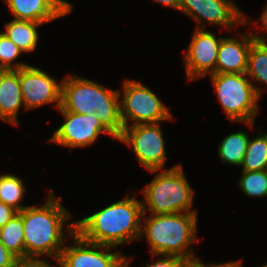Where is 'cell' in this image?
<instances>
[{
  "mask_svg": "<svg viewBox=\"0 0 267 267\" xmlns=\"http://www.w3.org/2000/svg\"><path fill=\"white\" fill-rule=\"evenodd\" d=\"M16 258L0 242V267H12Z\"/></svg>",
  "mask_w": 267,
  "mask_h": 267,
  "instance_id": "83f0119b",
  "label": "cell"
},
{
  "mask_svg": "<svg viewBox=\"0 0 267 267\" xmlns=\"http://www.w3.org/2000/svg\"><path fill=\"white\" fill-rule=\"evenodd\" d=\"M122 84L119 97L123 127L155 124L173 119L168 107L143 83L125 79Z\"/></svg>",
  "mask_w": 267,
  "mask_h": 267,
  "instance_id": "52a82bcc",
  "label": "cell"
},
{
  "mask_svg": "<svg viewBox=\"0 0 267 267\" xmlns=\"http://www.w3.org/2000/svg\"><path fill=\"white\" fill-rule=\"evenodd\" d=\"M24 108L19 70H0V119L19 126L18 112Z\"/></svg>",
  "mask_w": 267,
  "mask_h": 267,
  "instance_id": "2e32d148",
  "label": "cell"
},
{
  "mask_svg": "<svg viewBox=\"0 0 267 267\" xmlns=\"http://www.w3.org/2000/svg\"><path fill=\"white\" fill-rule=\"evenodd\" d=\"M160 123L124 127L118 141L132 148L139 164L147 171L165 168L167 151Z\"/></svg>",
  "mask_w": 267,
  "mask_h": 267,
  "instance_id": "ba28073f",
  "label": "cell"
},
{
  "mask_svg": "<svg viewBox=\"0 0 267 267\" xmlns=\"http://www.w3.org/2000/svg\"><path fill=\"white\" fill-rule=\"evenodd\" d=\"M12 267H19L16 263Z\"/></svg>",
  "mask_w": 267,
  "mask_h": 267,
  "instance_id": "836d02e7",
  "label": "cell"
},
{
  "mask_svg": "<svg viewBox=\"0 0 267 267\" xmlns=\"http://www.w3.org/2000/svg\"><path fill=\"white\" fill-rule=\"evenodd\" d=\"M259 20H260L259 24H261V26L258 25L257 28L260 29V28L263 27V29L265 30V33L267 35V7L266 6L264 7L263 12L261 13V16H260ZM256 36L260 41H262L263 43L267 44V36L264 37L263 35H261L260 31L256 32Z\"/></svg>",
  "mask_w": 267,
  "mask_h": 267,
  "instance_id": "f1b7e54d",
  "label": "cell"
},
{
  "mask_svg": "<svg viewBox=\"0 0 267 267\" xmlns=\"http://www.w3.org/2000/svg\"><path fill=\"white\" fill-rule=\"evenodd\" d=\"M243 171L267 170V132L250 137L241 164Z\"/></svg>",
  "mask_w": 267,
  "mask_h": 267,
  "instance_id": "44dd1931",
  "label": "cell"
},
{
  "mask_svg": "<svg viewBox=\"0 0 267 267\" xmlns=\"http://www.w3.org/2000/svg\"><path fill=\"white\" fill-rule=\"evenodd\" d=\"M217 99L227 118L253 128L259 112L258 101L263 89L254 85L246 73L210 74Z\"/></svg>",
  "mask_w": 267,
  "mask_h": 267,
  "instance_id": "8992f818",
  "label": "cell"
},
{
  "mask_svg": "<svg viewBox=\"0 0 267 267\" xmlns=\"http://www.w3.org/2000/svg\"><path fill=\"white\" fill-rule=\"evenodd\" d=\"M24 54L20 48L11 41L2 31L0 32V70H19L28 66L25 62L17 59Z\"/></svg>",
  "mask_w": 267,
  "mask_h": 267,
  "instance_id": "cb8c5ba5",
  "label": "cell"
},
{
  "mask_svg": "<svg viewBox=\"0 0 267 267\" xmlns=\"http://www.w3.org/2000/svg\"><path fill=\"white\" fill-rule=\"evenodd\" d=\"M14 19L50 23L72 12L66 0H5Z\"/></svg>",
  "mask_w": 267,
  "mask_h": 267,
  "instance_id": "5bb4252c",
  "label": "cell"
},
{
  "mask_svg": "<svg viewBox=\"0 0 267 267\" xmlns=\"http://www.w3.org/2000/svg\"><path fill=\"white\" fill-rule=\"evenodd\" d=\"M242 260H236V261H229V262H224L220 264H208V267H243Z\"/></svg>",
  "mask_w": 267,
  "mask_h": 267,
  "instance_id": "f546056e",
  "label": "cell"
},
{
  "mask_svg": "<svg viewBox=\"0 0 267 267\" xmlns=\"http://www.w3.org/2000/svg\"><path fill=\"white\" fill-rule=\"evenodd\" d=\"M43 23L13 19L4 24L3 33L26 54L37 48L40 39L38 27Z\"/></svg>",
  "mask_w": 267,
  "mask_h": 267,
  "instance_id": "e0dca14e",
  "label": "cell"
},
{
  "mask_svg": "<svg viewBox=\"0 0 267 267\" xmlns=\"http://www.w3.org/2000/svg\"><path fill=\"white\" fill-rule=\"evenodd\" d=\"M77 114L95 113L101 123L118 139L123 130L119 89H108L100 83L78 75L62 78L60 108Z\"/></svg>",
  "mask_w": 267,
  "mask_h": 267,
  "instance_id": "3957f363",
  "label": "cell"
},
{
  "mask_svg": "<svg viewBox=\"0 0 267 267\" xmlns=\"http://www.w3.org/2000/svg\"><path fill=\"white\" fill-rule=\"evenodd\" d=\"M151 256L153 258L157 256L160 259L158 258L156 261L148 262L144 267H183L187 262L186 259L175 255L151 254ZM130 261V257L125 255L124 267H129Z\"/></svg>",
  "mask_w": 267,
  "mask_h": 267,
  "instance_id": "d4e9b609",
  "label": "cell"
},
{
  "mask_svg": "<svg viewBox=\"0 0 267 267\" xmlns=\"http://www.w3.org/2000/svg\"><path fill=\"white\" fill-rule=\"evenodd\" d=\"M127 194L121 200L75 221V231L85 240L117 247L140 240L141 200Z\"/></svg>",
  "mask_w": 267,
  "mask_h": 267,
  "instance_id": "7a4b0ae2",
  "label": "cell"
},
{
  "mask_svg": "<svg viewBox=\"0 0 267 267\" xmlns=\"http://www.w3.org/2000/svg\"><path fill=\"white\" fill-rule=\"evenodd\" d=\"M56 265H53L49 260L44 258H24L16 260L19 267H61L59 259H55Z\"/></svg>",
  "mask_w": 267,
  "mask_h": 267,
  "instance_id": "484cf974",
  "label": "cell"
},
{
  "mask_svg": "<svg viewBox=\"0 0 267 267\" xmlns=\"http://www.w3.org/2000/svg\"><path fill=\"white\" fill-rule=\"evenodd\" d=\"M238 181L242 192L250 198L267 197V170L243 171Z\"/></svg>",
  "mask_w": 267,
  "mask_h": 267,
  "instance_id": "603a6c76",
  "label": "cell"
},
{
  "mask_svg": "<svg viewBox=\"0 0 267 267\" xmlns=\"http://www.w3.org/2000/svg\"><path fill=\"white\" fill-rule=\"evenodd\" d=\"M198 213H175L142 217L140 239H146L151 254L175 255L192 261L199 259L191 245L199 242Z\"/></svg>",
  "mask_w": 267,
  "mask_h": 267,
  "instance_id": "277c9868",
  "label": "cell"
},
{
  "mask_svg": "<svg viewBox=\"0 0 267 267\" xmlns=\"http://www.w3.org/2000/svg\"><path fill=\"white\" fill-rule=\"evenodd\" d=\"M62 249L59 261L61 267H124L125 255L111 251L115 247L89 242L76 231Z\"/></svg>",
  "mask_w": 267,
  "mask_h": 267,
  "instance_id": "8fae6325",
  "label": "cell"
},
{
  "mask_svg": "<svg viewBox=\"0 0 267 267\" xmlns=\"http://www.w3.org/2000/svg\"><path fill=\"white\" fill-rule=\"evenodd\" d=\"M47 193L42 206L34 204L18 212L23 218L25 258L59 259L66 238L75 232V221L69 222L72 213L61 203L62 196L57 198L51 189Z\"/></svg>",
  "mask_w": 267,
  "mask_h": 267,
  "instance_id": "6da1fadb",
  "label": "cell"
},
{
  "mask_svg": "<svg viewBox=\"0 0 267 267\" xmlns=\"http://www.w3.org/2000/svg\"><path fill=\"white\" fill-rule=\"evenodd\" d=\"M16 213L12 207L0 201V228L3 227Z\"/></svg>",
  "mask_w": 267,
  "mask_h": 267,
  "instance_id": "4316f807",
  "label": "cell"
},
{
  "mask_svg": "<svg viewBox=\"0 0 267 267\" xmlns=\"http://www.w3.org/2000/svg\"><path fill=\"white\" fill-rule=\"evenodd\" d=\"M246 75L260 84L267 85V44L256 38L249 50Z\"/></svg>",
  "mask_w": 267,
  "mask_h": 267,
  "instance_id": "7402d4cb",
  "label": "cell"
},
{
  "mask_svg": "<svg viewBox=\"0 0 267 267\" xmlns=\"http://www.w3.org/2000/svg\"><path fill=\"white\" fill-rule=\"evenodd\" d=\"M26 193V185L23 179L13 173L0 175V201L12 207L17 212H21L27 206L22 205V199Z\"/></svg>",
  "mask_w": 267,
  "mask_h": 267,
  "instance_id": "ffe728a7",
  "label": "cell"
},
{
  "mask_svg": "<svg viewBox=\"0 0 267 267\" xmlns=\"http://www.w3.org/2000/svg\"><path fill=\"white\" fill-rule=\"evenodd\" d=\"M148 172L155 175L141 190L144 215L147 211L151 215L197 213L192 209L195 190L187 180L181 164Z\"/></svg>",
  "mask_w": 267,
  "mask_h": 267,
  "instance_id": "5b68a950",
  "label": "cell"
},
{
  "mask_svg": "<svg viewBox=\"0 0 267 267\" xmlns=\"http://www.w3.org/2000/svg\"><path fill=\"white\" fill-rule=\"evenodd\" d=\"M64 118L61 126L55 130L49 142L62 147L83 148L95 143L103 133L112 141L118 139L101 123L96 114H77L58 109Z\"/></svg>",
  "mask_w": 267,
  "mask_h": 267,
  "instance_id": "30bf717a",
  "label": "cell"
},
{
  "mask_svg": "<svg viewBox=\"0 0 267 267\" xmlns=\"http://www.w3.org/2000/svg\"><path fill=\"white\" fill-rule=\"evenodd\" d=\"M261 267H267V263L263 264Z\"/></svg>",
  "mask_w": 267,
  "mask_h": 267,
  "instance_id": "d6a6232c",
  "label": "cell"
},
{
  "mask_svg": "<svg viewBox=\"0 0 267 267\" xmlns=\"http://www.w3.org/2000/svg\"><path fill=\"white\" fill-rule=\"evenodd\" d=\"M248 132L239 130L225 136L218 145V156L222 163L241 166L248 142Z\"/></svg>",
  "mask_w": 267,
  "mask_h": 267,
  "instance_id": "ac0fdd59",
  "label": "cell"
},
{
  "mask_svg": "<svg viewBox=\"0 0 267 267\" xmlns=\"http://www.w3.org/2000/svg\"><path fill=\"white\" fill-rule=\"evenodd\" d=\"M239 8L233 0H181L178 11L192 18L197 23L195 28L206 29V24H211L232 31L236 25L251 22Z\"/></svg>",
  "mask_w": 267,
  "mask_h": 267,
  "instance_id": "9c48e42d",
  "label": "cell"
},
{
  "mask_svg": "<svg viewBox=\"0 0 267 267\" xmlns=\"http://www.w3.org/2000/svg\"><path fill=\"white\" fill-rule=\"evenodd\" d=\"M221 39L222 36L217 38L208 29H194L183 58L187 82L216 74V61Z\"/></svg>",
  "mask_w": 267,
  "mask_h": 267,
  "instance_id": "7c38bea8",
  "label": "cell"
},
{
  "mask_svg": "<svg viewBox=\"0 0 267 267\" xmlns=\"http://www.w3.org/2000/svg\"><path fill=\"white\" fill-rule=\"evenodd\" d=\"M0 242L17 260L25 258L23 218L19 213L0 228Z\"/></svg>",
  "mask_w": 267,
  "mask_h": 267,
  "instance_id": "d6986e66",
  "label": "cell"
},
{
  "mask_svg": "<svg viewBox=\"0 0 267 267\" xmlns=\"http://www.w3.org/2000/svg\"><path fill=\"white\" fill-rule=\"evenodd\" d=\"M157 3H160L162 5L168 6L170 8H174L175 10H179V6L181 3V0H153Z\"/></svg>",
  "mask_w": 267,
  "mask_h": 267,
  "instance_id": "4dcf8cb0",
  "label": "cell"
},
{
  "mask_svg": "<svg viewBox=\"0 0 267 267\" xmlns=\"http://www.w3.org/2000/svg\"><path fill=\"white\" fill-rule=\"evenodd\" d=\"M48 75L40 68L28 65L19 69V83L23 95L25 111L55 104L56 109L61 105L62 80Z\"/></svg>",
  "mask_w": 267,
  "mask_h": 267,
  "instance_id": "4fadbf2b",
  "label": "cell"
},
{
  "mask_svg": "<svg viewBox=\"0 0 267 267\" xmlns=\"http://www.w3.org/2000/svg\"><path fill=\"white\" fill-rule=\"evenodd\" d=\"M239 39L222 37L218 48L216 74L246 73L248 54L252 42L257 38L256 31L239 33Z\"/></svg>",
  "mask_w": 267,
  "mask_h": 267,
  "instance_id": "9a60e30c",
  "label": "cell"
},
{
  "mask_svg": "<svg viewBox=\"0 0 267 267\" xmlns=\"http://www.w3.org/2000/svg\"><path fill=\"white\" fill-rule=\"evenodd\" d=\"M183 267H208V264L203 263V261L199 258L192 261H187Z\"/></svg>",
  "mask_w": 267,
  "mask_h": 267,
  "instance_id": "1f68e13d",
  "label": "cell"
}]
</instances>
